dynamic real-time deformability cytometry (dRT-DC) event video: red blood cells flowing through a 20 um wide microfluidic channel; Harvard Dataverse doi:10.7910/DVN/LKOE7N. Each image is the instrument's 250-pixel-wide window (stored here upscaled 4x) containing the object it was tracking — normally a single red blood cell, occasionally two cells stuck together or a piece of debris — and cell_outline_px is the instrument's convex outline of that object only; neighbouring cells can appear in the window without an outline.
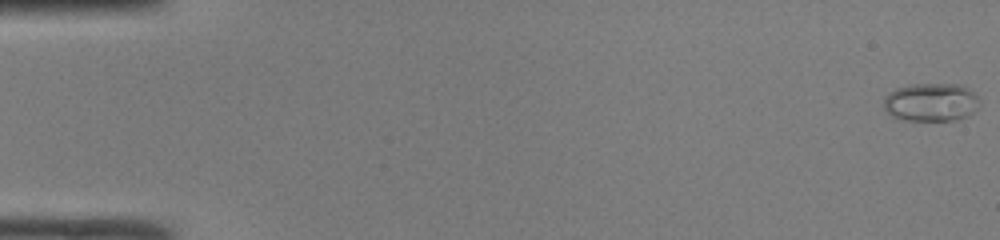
{"species": "common noctule bat (a hibernating species)", "species_latin": "Nyctalus noctula", "temperature_condition": "room temperature", "stored_images_in_passage": 48, "camera_frame_rate_fps": 3000, "um_per_image_px": 0.085, "animal": {"sex": "male", "body_mass_g": 19.0, "forearm_length_mm": 50.8}, "frame": {"image": 1, "passage_image": 1, "time_ms": 0.0, "image_size_px": [1000, 240], "cell_outline_px": [[980, 104], [968, 116], [956, 120], [904, 120], [892, 116], [884, 108], [884, 96], [888, 92], [896, 88], [912, 84], [960, 84], [968, 88], [980, 100]], "centroid_in_image_um": [79.13, 8.68], "position_along_channel_um": 5.9, "area_um2": 21.44}}
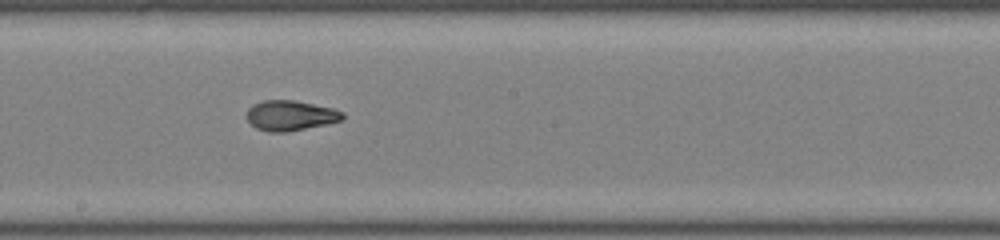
{"frame": {"image": 2, "passage_image": 28, "time_ms": 9.0, "image_size_px": [1000, 240], "cell_outline_px": [[344, 116], [340, 120], [324, 124], [284, 132], [268, 132], [256, 128], [248, 120], [248, 108], [252, 104], [264, 100], [296, 100], [332, 108], [344, 112]], "centroid_in_image_um": [24.66, 9.8], "position_along_channel_um": 223.5, "area_um2": 16.59}}
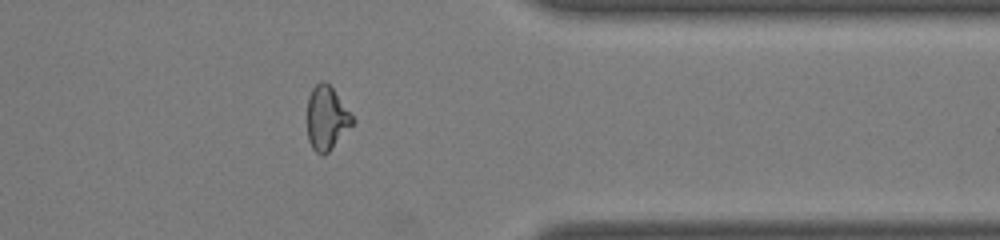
{"frame": {"image": 3, "passage_image": 40, "time_ms": 13.0, "image_size_px": [1000, 240], "cell_outline_px": [[356, 120], [328, 152], [324, 156], [320, 156], [312, 148], [308, 140], [308, 96], [312, 88], [320, 80], [324, 80], [332, 88]], "centroid_in_image_um": [27.75, 10.04], "position_along_channel_um": 383.6, "area_um2": 16.7}}